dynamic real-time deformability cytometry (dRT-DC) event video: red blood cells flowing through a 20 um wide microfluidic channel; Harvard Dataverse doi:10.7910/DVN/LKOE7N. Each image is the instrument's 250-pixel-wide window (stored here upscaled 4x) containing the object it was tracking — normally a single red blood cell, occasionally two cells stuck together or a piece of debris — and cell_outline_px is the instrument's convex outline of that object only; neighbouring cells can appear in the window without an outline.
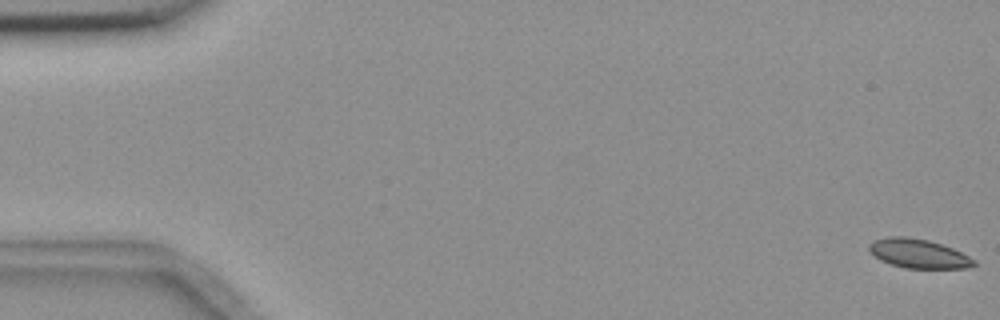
{"species": "common noctule bat (a hibernating species)", "species_latin": "Nyctalus noctula", "temperature_condition": "room temperature", "stored_images_in_passage": 6, "camera_frame_rate_fps": 3000, "um_per_image_px": 0.085, "animal": {"sex": "female", "body_mass_g": 18.4}, "frame": {"image": 1, "passage_image": 1, "time_ms": 0.0, "image_size_px": [1000, 320], "cell_outline_px": [[976, 264], [968, 268], [904, 268], [880, 260], [868, 248], [868, 244], [872, 240], [888, 236], [908, 236], [928, 240], [952, 248], [976, 260]], "centroid_in_image_um": [78.05, 21.54], "position_along_channel_um": 6.9, "area_um2": 17.74}}